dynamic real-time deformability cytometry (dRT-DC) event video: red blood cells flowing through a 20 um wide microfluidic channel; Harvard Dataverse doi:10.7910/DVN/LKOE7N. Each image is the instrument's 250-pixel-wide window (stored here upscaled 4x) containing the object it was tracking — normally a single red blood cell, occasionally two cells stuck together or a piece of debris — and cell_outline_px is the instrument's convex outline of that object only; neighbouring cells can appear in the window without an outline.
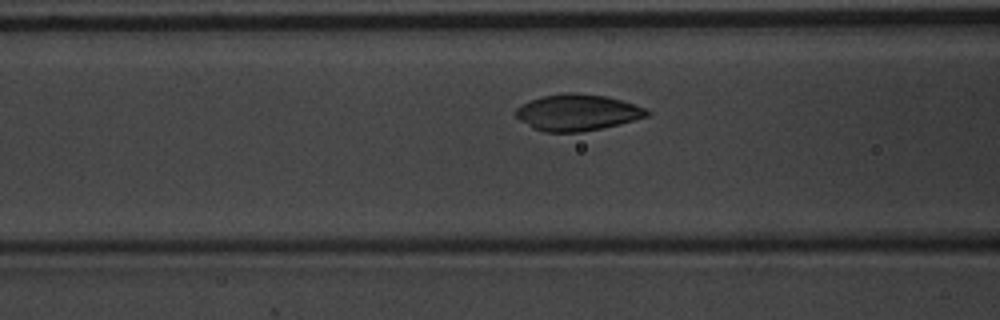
{"species": "common noctule bat (a hibernating species)", "species_latin": "Nyctalus noctula", "temperature_condition": "warm", "stored_images_in_passage": 47, "camera_frame_rate_fps": 3000, "um_per_image_px": 0.085, "animal": {"sex": "male", "body_mass_g": 20.1, "forearm_length_mm": 53.5}, "frame": {"image": 1, "passage_image": 14, "time_ms": 4.333, "image_size_px": [1000, 320], "cell_outline_px": [[652, 112], [648, 116], [620, 124], [580, 132], [544, 132], [532, 128], [520, 120], [516, 116], [516, 108], [532, 100], [544, 96], [568, 92], [576, 92], [604, 96], [620, 100], [648, 108]], "centroid_in_image_um": [49.11, 9.56], "position_along_channel_um": 117.5, "area_um2": 27.63}}
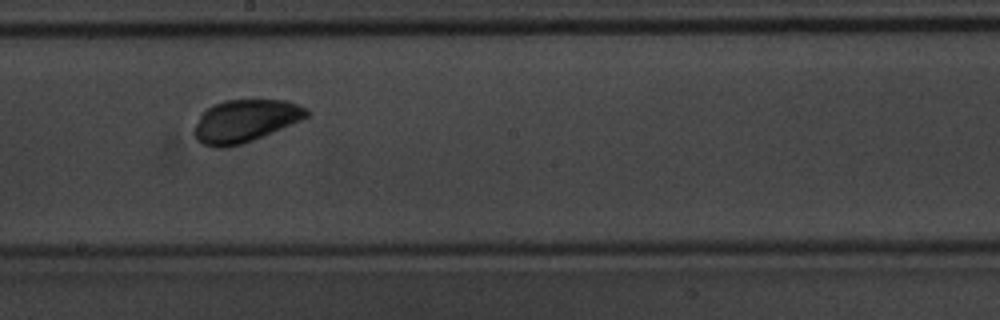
{"frame": {"image": 2, "passage_image": 23, "time_ms": 7.333, "image_size_px": [1000, 320], "cell_outline_px": [[308, 116], [300, 120], [252, 140], [240, 144], [224, 148], [216, 148], [204, 144], [196, 140], [196, 124], [200, 116], [208, 108], [224, 100], [288, 100], [308, 108]], "centroid_in_image_um": [20.86, 10.27], "position_along_channel_um": 227.3, "area_um2": 27.28}}
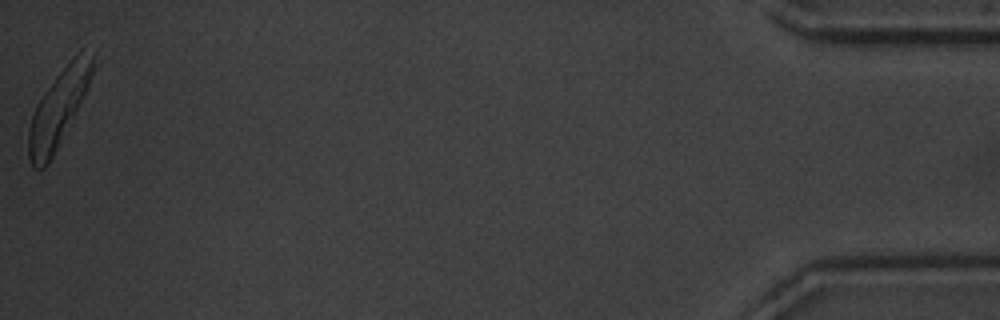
{"frame": {"image": 3, "passage_image": 47, "time_ms": 15.333, "image_size_px": [1000, 320], "cell_outline_px": [[100, 64], [84, 96], [48, 164], [44, 168], [32, 168], [28, 160], [28, 128], [36, 104], [44, 92], [56, 76], [80, 52], [96, 52]], "centroid_in_image_um": [5.03, 9.15], "position_along_channel_um": 430.2, "area_um2": 28.73}, "authors_computed_cell_mechanics": {"area_um2": 27.9752, "velocity_mm_per_s": 3.6579, "shape_relaxation_time_tau1_ms": 3.9711, "shape_relaxation_time_tau2_ms": 4.2141, "deformation_change_tau1": 0.2187, "deformation_change_tau2": 0.0872}}